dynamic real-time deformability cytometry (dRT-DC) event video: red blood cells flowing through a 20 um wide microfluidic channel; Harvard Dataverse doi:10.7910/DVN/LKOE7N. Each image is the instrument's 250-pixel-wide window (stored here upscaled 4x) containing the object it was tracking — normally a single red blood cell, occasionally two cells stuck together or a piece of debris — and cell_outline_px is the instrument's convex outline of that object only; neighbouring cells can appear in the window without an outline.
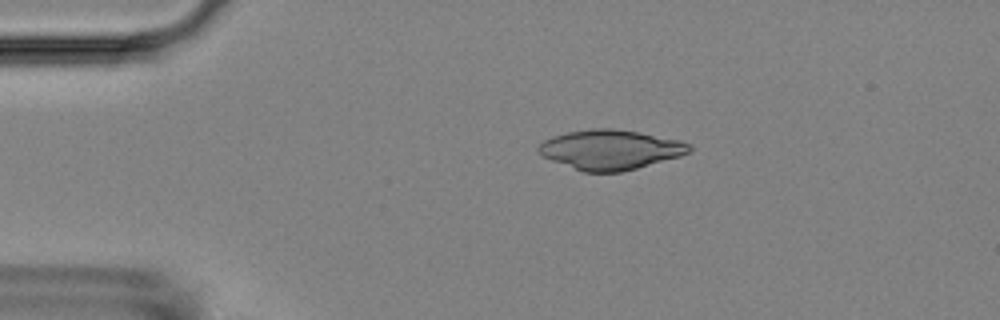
{"species": "Egyptian fruit bat (a non-hibernating species)", "species_latin": "Rousettus aegyptiacus", "temperature_condition": "room temperature", "stored_images_in_passage": 5, "camera_frame_rate_fps": 3000, "um_per_image_px": 0.085, "animal": {"sex": "female"}, "frame": {"image": 1, "passage_image": 4, "time_ms": 3.333, "image_size_px": [1000, 320], "cell_outline_px": [[692, 148], [688, 152], [680, 156], [636, 168], [620, 172], [584, 172], [552, 160], [544, 156], [536, 148], [544, 140], [552, 136], [568, 132], [592, 128], [612, 128], [640, 132], [680, 140], [692, 144]], "centroid_in_image_um": [51.9, 12.71], "position_along_channel_um": 33.1, "area_um2": 34.68}}